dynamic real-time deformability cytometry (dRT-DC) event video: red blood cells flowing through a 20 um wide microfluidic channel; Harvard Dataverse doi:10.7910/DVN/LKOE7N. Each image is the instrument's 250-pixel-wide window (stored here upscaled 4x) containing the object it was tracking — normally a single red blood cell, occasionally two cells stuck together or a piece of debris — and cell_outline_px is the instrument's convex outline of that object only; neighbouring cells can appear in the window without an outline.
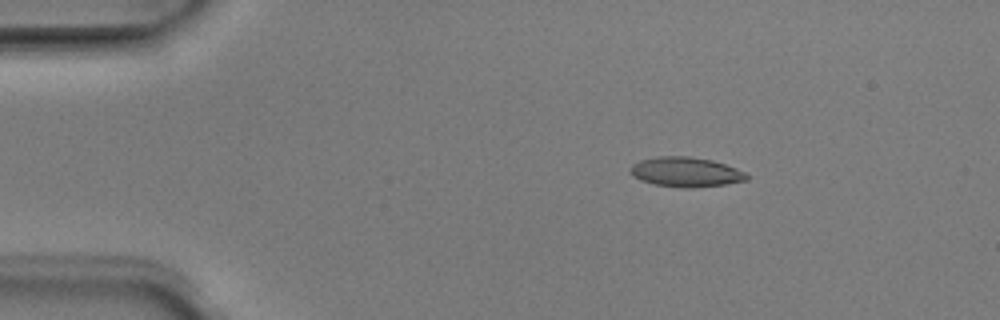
{"species": "Egyptian fruit bat (a non-hibernating species)", "species_latin": "Rousettus aegyptiacus", "temperature_condition": "room temperature", "stored_images_in_passage": 4, "camera_frame_rate_fps": 3000, "um_per_image_px": 0.085, "animal": {"sex": "male"}, "frame": {"image": 1, "passage_image": 2, "time_ms": 0.333, "image_size_px": [1000, 320], "cell_outline_px": [[748, 180], [724, 184], [692, 188], [684, 188], [656, 184], [640, 180], [628, 168], [632, 164], [640, 160], [660, 156], [688, 156], [712, 160], [736, 168], [744, 172], [748, 176]], "centroid_in_image_um": [58.3, 14.61], "position_along_channel_um": 26.7, "area_um2": 19.94}}